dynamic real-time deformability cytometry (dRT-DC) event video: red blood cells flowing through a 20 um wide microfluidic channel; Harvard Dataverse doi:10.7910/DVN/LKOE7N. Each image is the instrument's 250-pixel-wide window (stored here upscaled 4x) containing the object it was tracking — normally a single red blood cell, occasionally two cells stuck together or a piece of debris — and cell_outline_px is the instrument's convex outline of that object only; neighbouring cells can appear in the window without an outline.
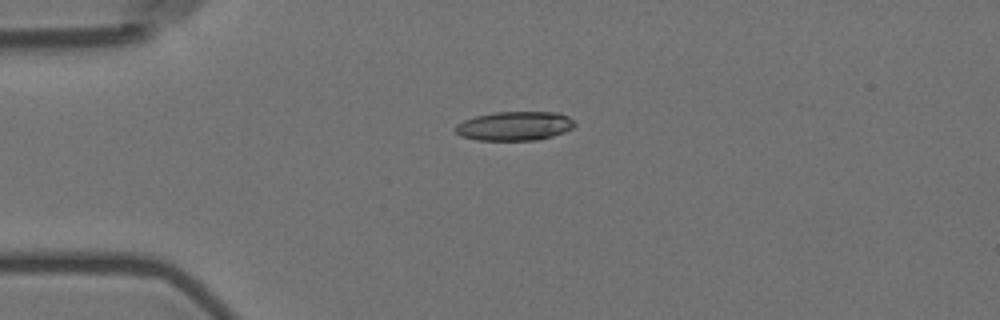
{"species": "Egyptian fruit bat (a non-hibernating species)", "species_latin": "Rousettus aegyptiacus", "temperature_condition": "room temperature", "stored_images_in_passage": 3, "camera_frame_rate_fps": 3000, "um_per_image_px": 0.085, "animal": {"sex": "female"}, "frame": {"image": 1, "passage_image": 1, "time_ms": 0.0, "image_size_px": [1000, 320], "cell_outline_px": [[576, 124], [572, 128], [564, 132], [552, 136], [536, 140], [476, 140], [460, 136], [456, 132], [456, 124], [464, 120], [476, 116], [496, 112], [560, 112], [568, 116]], "centroid_in_image_um": [43.75, 10.71], "position_along_channel_um": 41.3, "area_um2": 20.17}}
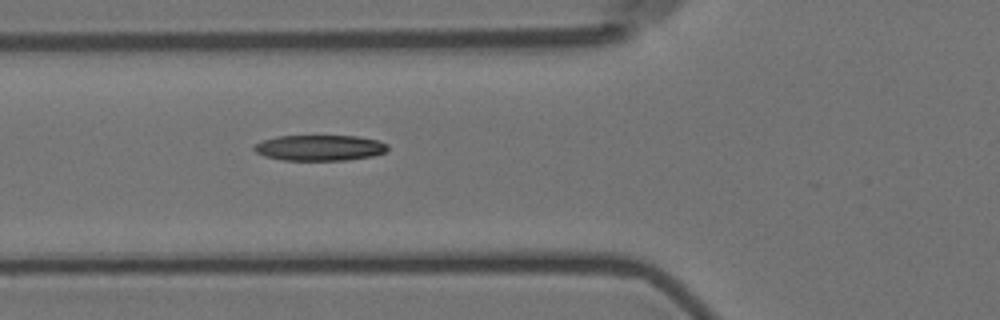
{"frame": {"image": 2, "passage_image": 3, "time_ms": 2.333, "image_size_px": [1000, 320], "cell_outline_px": [[388, 148], [384, 152], [372, 156], [344, 160], [284, 160], [264, 156], [256, 152], [252, 148], [256, 144], [264, 140], [276, 136], [356, 136], [376, 140], [388, 144]], "centroid_in_image_um": [27.16, 12.56], "position_along_channel_um": 98.6, "area_um2": 19.83}}